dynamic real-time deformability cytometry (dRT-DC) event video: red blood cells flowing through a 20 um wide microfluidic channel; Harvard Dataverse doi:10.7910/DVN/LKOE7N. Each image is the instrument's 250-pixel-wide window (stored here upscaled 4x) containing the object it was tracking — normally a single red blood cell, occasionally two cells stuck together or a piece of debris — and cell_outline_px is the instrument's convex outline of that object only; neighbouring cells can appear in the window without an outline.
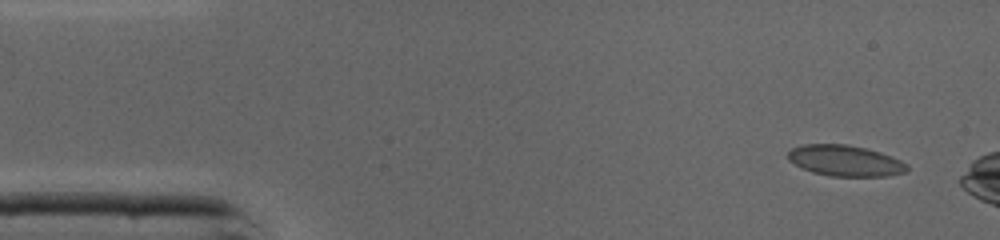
{"species": "common noctule bat (a hibernating species)", "species_latin": "Nyctalus noctula", "temperature_condition": "cold", "stored_images_in_passage": 42, "camera_frame_rate_fps": 3000, "um_per_image_px": 0.085, "animal": {"sex": "male", "body_mass_g": 19.0, "forearm_length_mm": 50.8}, "frame": {"image": 1, "passage_image": 1, "time_ms": 0.0, "image_size_px": [1000, 240], "cell_outline_px": [[908, 168], [904, 172], [888, 176], [832, 176], [812, 172], [788, 160], [788, 152], [792, 148], [800, 144], [848, 144], [880, 152], [900, 160], [908, 164]], "centroid_in_image_um": [71.83, 13.65], "position_along_channel_um": 13.2, "area_um2": 21.33}}
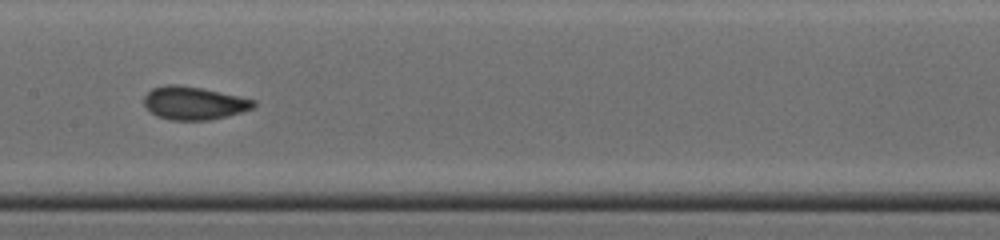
{"frame": {"image": 2, "passage_image": 20, "time_ms": 6.333, "image_size_px": [1000, 240], "cell_outline_px": [[256, 104], [252, 108], [240, 112], [208, 120], [172, 120], [156, 116], [144, 104], [144, 96], [152, 88], [164, 84], [176, 84], [200, 88], [256, 100]], "centroid_in_image_um": [16.44, 8.75], "position_along_channel_um": 191.0, "area_um2": 20.81}}
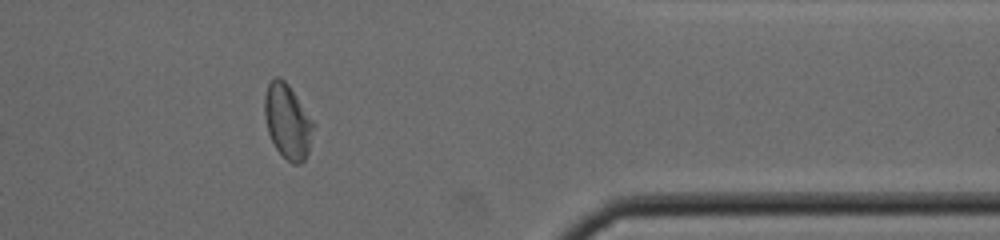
{"frame": {"image": 3, "passage_image": 35, "time_ms": 11.333, "image_size_px": [1000, 240], "cell_outline_px": [[316, 124], [308, 152], [304, 160], [300, 164], [292, 164], [276, 148], [268, 132], [264, 112], [264, 96], [268, 84], [276, 76], [280, 76], [288, 84]], "centroid_in_image_um": [24.46, 10.31], "position_along_channel_um": 386.9, "area_um2": 21.21}, "authors_computed_cell_mechanics": {"area_um2": 20.8658, "velocity_mm_per_s": 4.3539, "shape_relaxation_time_tau1_ms": 5.7736, "shape_relaxation_time_tau2_ms": 1.0785, "deformation_change_tau1": 0.1068, "deformation_change_tau2": 0.0499}}